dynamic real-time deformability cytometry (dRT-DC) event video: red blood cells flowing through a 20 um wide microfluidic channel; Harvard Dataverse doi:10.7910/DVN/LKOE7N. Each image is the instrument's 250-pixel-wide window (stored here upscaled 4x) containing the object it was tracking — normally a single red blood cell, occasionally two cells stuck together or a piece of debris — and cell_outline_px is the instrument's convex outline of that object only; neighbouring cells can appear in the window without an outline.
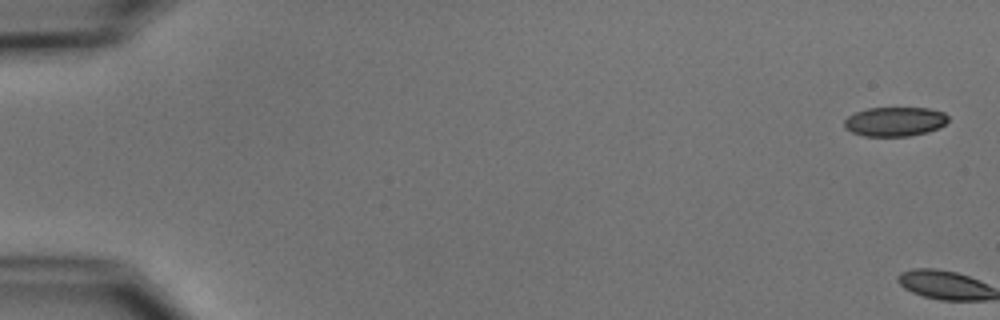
{"species": "common noctule bat (a hibernating species)", "species_latin": "Nyctalus noctula", "temperature_condition": "cold", "stored_images_in_passage": 7, "camera_frame_rate_fps": 3000, "um_per_image_px": 0.085, "animal": {"sex": "male", "body_mass_g": 15.6}, "frame": {"image": 1, "passage_image": 1, "time_ms": 0.0, "image_size_px": [1000, 320], "cell_outline_px": [[948, 120], [940, 128], [928, 132], [908, 136], [864, 136], [852, 132], [844, 128], [844, 120], [848, 116], [856, 112], [868, 108], [928, 108], [944, 112], [948, 116]], "centroid_in_image_um": [76.07, 10.34], "position_along_channel_um": 8.9, "area_um2": 17.8}}
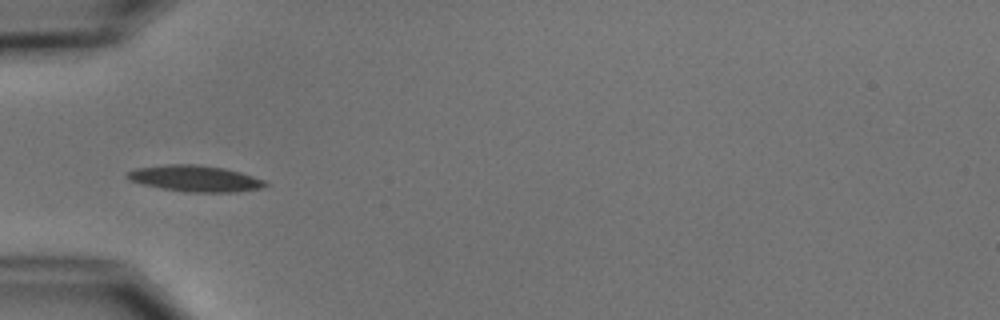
{"frame": {"image": 2, "passage_image": 6, "time_ms": 6.667, "image_size_px": [1000, 320], "cell_outline_px": [[268, 184], [264, 188], [236, 192], [184, 192], [160, 188], [140, 184], [124, 176], [128, 172], [136, 168], [164, 164], [200, 164], [224, 168], [240, 172], [264, 180]], "centroid_in_image_um": [16.58, 15.17], "position_along_channel_um": 68.4, "area_um2": 21.27}}